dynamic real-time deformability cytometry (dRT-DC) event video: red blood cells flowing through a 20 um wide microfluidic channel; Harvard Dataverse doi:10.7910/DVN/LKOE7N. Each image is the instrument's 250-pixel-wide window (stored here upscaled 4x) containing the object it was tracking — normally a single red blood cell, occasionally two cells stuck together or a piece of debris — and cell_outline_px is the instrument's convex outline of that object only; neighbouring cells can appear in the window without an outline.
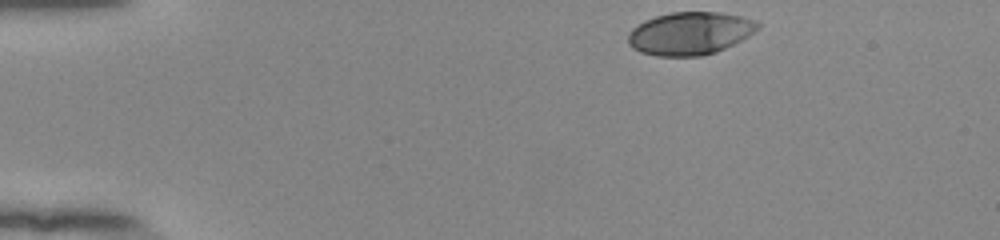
{"species": "human", "species_latin": "Homo sapiens", "temperature_condition": "room temperature", "stored_images_in_passage": 39, "camera_frame_rate_fps": 3000, "um_per_image_px": 0.085, "donor": {"sex": "female"}, "frame": {"image": 1, "passage_image": 1, "time_ms": 0.0, "image_size_px": [1000, 240], "cell_outline_px": [[760, 28], [748, 36], [716, 52], [700, 56], [656, 56], [640, 52], [632, 48], [628, 44], [628, 32], [632, 28], [644, 20], [656, 16], [672, 12], [720, 12], [740, 16], [756, 20], [760, 24]], "centroid_in_image_um": [58.62, 2.83], "position_along_channel_um": 26.4, "area_um2": 32.43}}
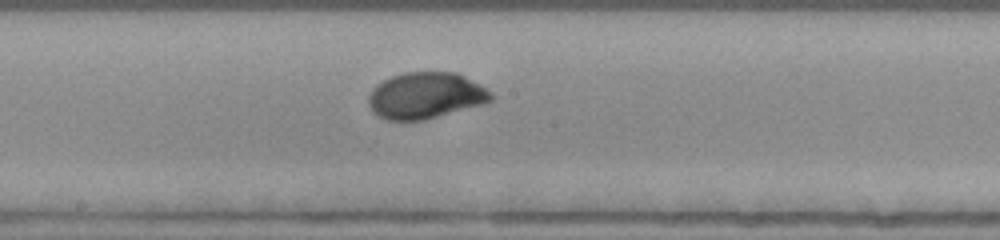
{"frame": {"image": 2, "passage_image": 22, "time_ms": 7.0, "image_size_px": [1000, 240], "cell_outline_px": [[492, 100], [480, 104], [424, 120], [384, 120], [368, 104], [368, 96], [372, 88], [376, 84], [392, 76], [404, 72], [456, 72], [480, 84], [492, 96]], "centroid_in_image_um": [36.13, 8.11], "position_along_channel_um": 212.1, "area_um2": 32.6}}
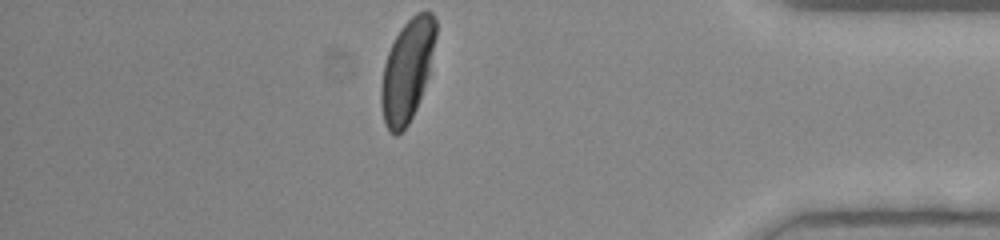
{"frame": {"image": 3, "passage_image": 39, "time_ms": 12.667, "image_size_px": [1000, 240], "cell_outline_px": [[436, 36], [428, 76], [416, 108], [408, 124], [396, 136], [388, 132], [384, 124], [380, 104], [380, 88], [384, 64], [388, 52], [400, 28], [416, 12], [432, 12], [436, 20]], "centroid_in_image_um": [34.59, 6.01], "position_along_channel_um": 400.6, "area_um2": 32.43}, "authors_computed_cell_mechanics": {"area_um2": 32.5992, "velocity_mm_per_s": 3.8694, "shape_relaxation_time_tau1_ms": 2.187, "shape_relaxation_time_tau2_ms": null, "deformation_change_tau1": 0.1511, "deformation_change_tau2": null}}